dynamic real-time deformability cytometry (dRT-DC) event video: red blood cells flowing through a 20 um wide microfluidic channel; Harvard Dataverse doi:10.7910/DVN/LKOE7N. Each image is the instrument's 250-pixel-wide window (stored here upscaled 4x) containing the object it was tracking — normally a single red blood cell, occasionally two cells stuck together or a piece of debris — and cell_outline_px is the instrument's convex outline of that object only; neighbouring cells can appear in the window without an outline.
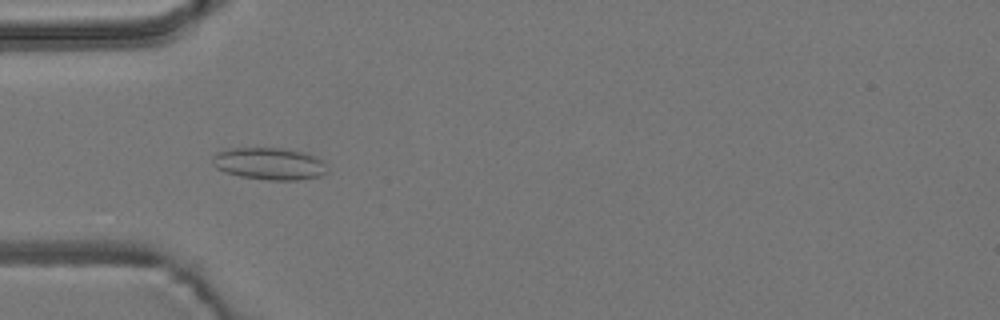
{"species": "common noctule bat (a hibernating species)", "species_latin": "Nyctalus noctula", "temperature_condition": "room temperature", "stored_images_in_passage": 7, "camera_frame_rate_fps": 3000, "um_per_image_px": 0.085, "animal": {"sex": "male", "body_mass_g": 19.2, "forearm_length_mm": 51.8}, "frame": {"image": 1, "passage_image": 4, "time_ms": 1.0, "image_size_px": [1000, 320], "cell_outline_px": [[328, 172], [320, 176], [300, 180], [268, 180], [240, 176], [224, 172], [216, 168], [212, 164], [212, 156], [216, 152], [228, 148], [288, 148], [308, 152], [320, 160], [324, 164]], "centroid_in_image_um": [22.87, 13.9], "position_along_channel_um": 62.1, "area_um2": 21.79}}
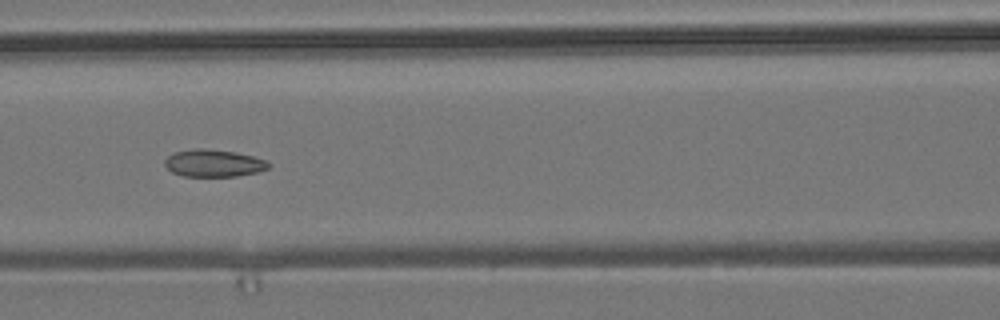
{"frame": {"image": 2, "passage_image": 6, "time_ms": 1.667, "image_size_px": [1000, 320], "cell_outline_px": [[272, 164], [268, 168], [260, 172], [236, 176], [184, 176], [172, 172], [164, 164], [164, 160], [172, 152], [196, 148], [204, 148], [236, 152], [268, 160]], "centroid_in_image_um": [18.18, 13.86], "position_along_channel_um": 148.4, "area_um2": 16.7}}
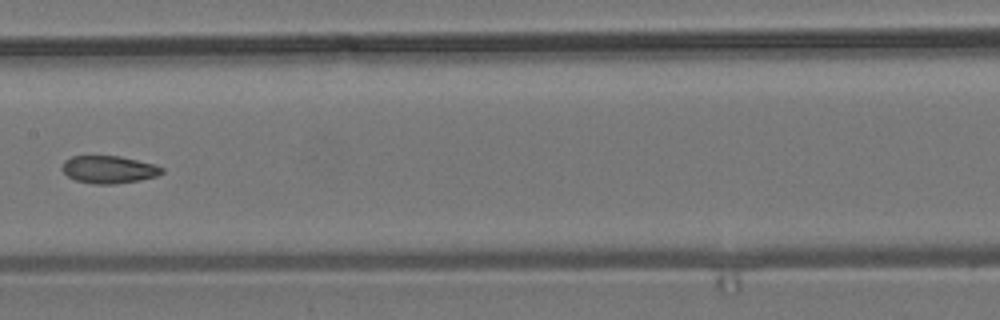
{"frame": {"image": 3, "passage_image": 7, "time_ms": 2.0, "image_size_px": [1000, 320], "cell_outline_px": [[164, 172], [156, 176], [140, 180], [112, 184], [96, 184], [76, 180], [68, 176], [64, 172], [64, 160], [72, 156], [120, 156], [156, 164], [164, 168]], "centroid_in_image_um": [9.3, 14.4], "position_along_channel_um": 198.1, "area_um2": 15.9}}